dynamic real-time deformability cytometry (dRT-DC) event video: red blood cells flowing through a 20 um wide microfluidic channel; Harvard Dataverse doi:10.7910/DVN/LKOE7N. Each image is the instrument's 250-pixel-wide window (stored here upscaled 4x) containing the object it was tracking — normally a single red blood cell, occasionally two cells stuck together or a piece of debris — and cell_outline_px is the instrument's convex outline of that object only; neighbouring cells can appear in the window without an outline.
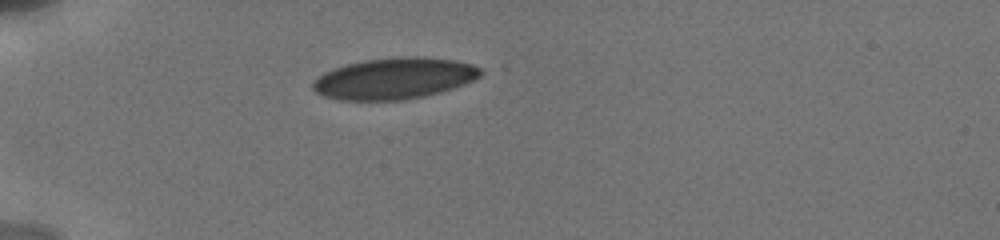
{"species": "human", "species_latin": "Homo sapiens", "temperature_condition": "cold", "stored_images_in_passage": 42, "camera_frame_rate_fps": 3000, "um_per_image_px": 0.085, "donor": {"sex": "male"}, "frame": {"image": 1, "passage_image": 1, "time_ms": 0.0, "image_size_px": [1000, 240], "cell_outline_px": [[484, 72], [480, 76], [464, 84], [440, 92], [424, 96], [404, 100], [340, 100], [324, 96], [316, 92], [312, 88], [312, 80], [324, 72], [348, 64], [364, 60], [400, 56], [416, 56], [456, 60], [472, 64], [480, 68]], "centroid_in_image_um": [33.51, 6.66], "position_along_channel_um": 51.5, "area_um2": 40.4}}
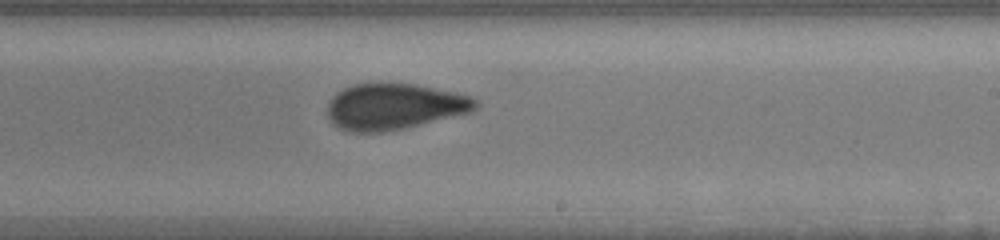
{"frame": {"image": 2, "passage_image": 17, "time_ms": 6.0, "image_size_px": [1000, 240], "cell_outline_px": [[480, 104], [472, 112], [384, 132], [352, 132], [336, 128], [328, 120], [328, 104], [332, 96], [336, 92], [352, 84], [416, 84], [456, 92], [472, 96], [480, 100]], "centroid_in_image_um": [33.52, 9.06], "position_along_channel_um": 255.5, "area_um2": 39.94}}
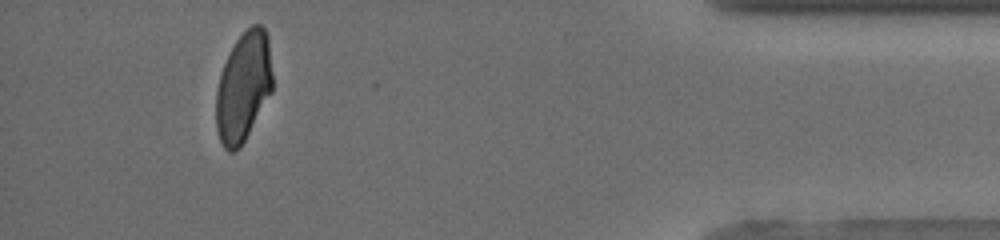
{"frame": {"image": 3, "passage_image": 36, "time_ms": 11.333, "image_size_px": [1000, 240], "cell_outline_px": [[272, 92], [240, 148], [232, 152], [228, 152], [224, 148], [220, 140], [216, 128], [216, 92], [220, 76], [224, 64], [236, 40], [252, 24], [260, 24], [264, 28], [268, 36], [272, 72]], "centroid_in_image_um": [20.7, 7.4], "position_along_channel_um": 414.5, "area_um2": 35.89}, "authors_computed_cell_mechanics": {"area_um2": 39.6219, "velocity_mm_per_s": 3.8534, "shape_relaxation_time_tau1_ms": null, "shape_relaxation_time_tau2_ms": 1.2683, "deformation_change_tau1": null, "deformation_change_tau2": 0.0563}}